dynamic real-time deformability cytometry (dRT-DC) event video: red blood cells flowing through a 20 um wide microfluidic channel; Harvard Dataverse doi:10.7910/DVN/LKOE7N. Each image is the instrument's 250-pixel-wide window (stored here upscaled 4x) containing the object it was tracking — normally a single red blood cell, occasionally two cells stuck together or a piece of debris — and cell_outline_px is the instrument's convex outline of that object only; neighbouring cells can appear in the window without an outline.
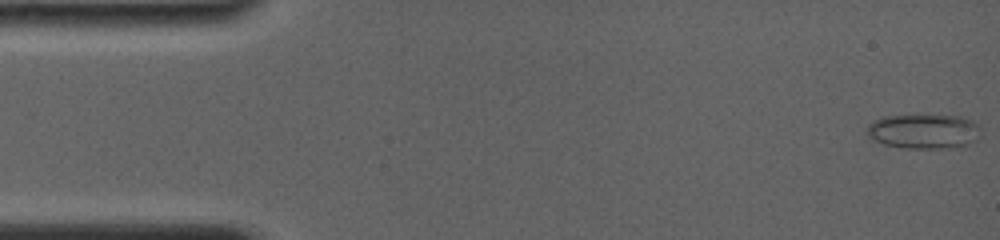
{"species": "common noctule bat (a hibernating species)", "species_latin": "Nyctalus noctula", "temperature_condition": "room temperature", "stored_images_in_passage": 6, "camera_frame_rate_fps": 4000, "um_per_image_px": 0.085, "animal": {"sex": "female", "body_mass_g": 19.0, "forearm_length_mm": 56.7}, "frame": {"image": 1, "passage_image": 1, "time_ms": 0.0, "image_size_px": [1000, 240], "cell_outline_px": [[980, 128], [976, 140], [968, 144], [948, 148], [904, 148], [884, 144], [868, 136], [868, 124], [872, 120], [880, 116], [960, 116], [972, 120], [980, 124]], "centroid_in_image_um": [78.52, 11.16], "position_along_channel_um": 6.5, "area_um2": 22.83}}